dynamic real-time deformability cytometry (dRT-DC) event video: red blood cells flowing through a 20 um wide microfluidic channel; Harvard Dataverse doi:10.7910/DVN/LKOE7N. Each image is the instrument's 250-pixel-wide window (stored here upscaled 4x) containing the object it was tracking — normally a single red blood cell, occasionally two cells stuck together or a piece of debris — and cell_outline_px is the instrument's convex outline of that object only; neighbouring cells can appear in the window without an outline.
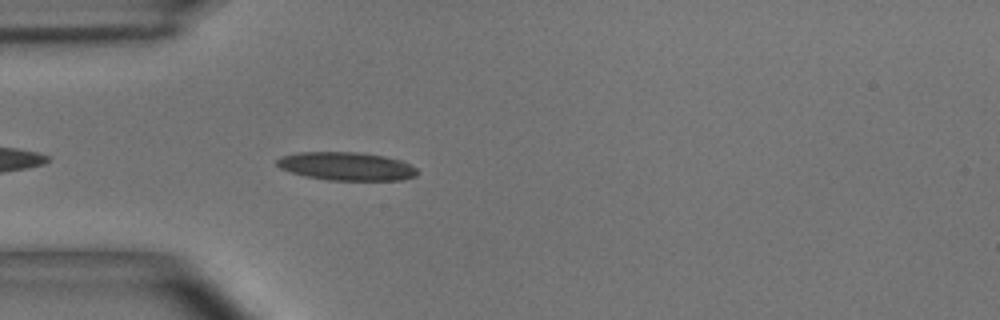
{"species": "common noctule bat (a hibernating species)", "species_latin": "Nyctalus noctula", "temperature_condition": "room temperature", "stored_images_in_passage": 8, "camera_frame_rate_fps": 3000, "um_per_image_px": 0.085, "animal": {"sex": "male", "body_mass_g": 15.6}, "frame": {"image": 1, "passage_image": 4, "time_ms": 1.0, "image_size_px": [1000, 320], "cell_outline_px": [[420, 172], [416, 176], [400, 180], [328, 180], [304, 176], [280, 168], [276, 164], [276, 160], [280, 156], [296, 152], [356, 152], [384, 156], [404, 160], [416, 168]], "centroid_in_image_um": [29.46, 14.13], "position_along_channel_um": 55.5, "area_um2": 23.35}}